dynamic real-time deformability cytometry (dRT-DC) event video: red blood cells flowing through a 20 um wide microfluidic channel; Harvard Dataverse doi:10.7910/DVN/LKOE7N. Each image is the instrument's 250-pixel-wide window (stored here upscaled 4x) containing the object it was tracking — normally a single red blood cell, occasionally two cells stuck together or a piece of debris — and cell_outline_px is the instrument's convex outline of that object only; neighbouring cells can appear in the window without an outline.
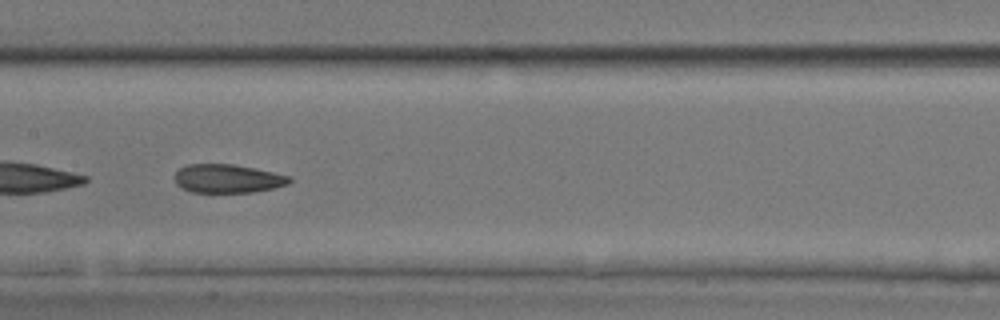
{"species": "common noctule bat (a hibernating species)", "species_latin": "Nyctalus noctula", "temperature_condition": "room temperature", "stored_images_in_passage": 32, "camera_frame_rate_fps": 3000, "um_per_image_px": 0.085, "animal": {"sex": "male", "body_mass_g": 17.9, "forearm_length_mm": 54.2}, "frame": {"image": 1, "passage_image": 10, "time_ms": 3.0, "image_size_px": [1000, 320], "cell_outline_px": [[292, 180], [288, 184], [272, 188], [252, 192], [192, 192], [176, 184], [176, 172], [180, 168], [188, 164], [232, 164], [292, 176]], "centroid_in_image_um": [19.36, 15.18], "position_along_channel_um": 188.0, "area_um2": 18.84}}
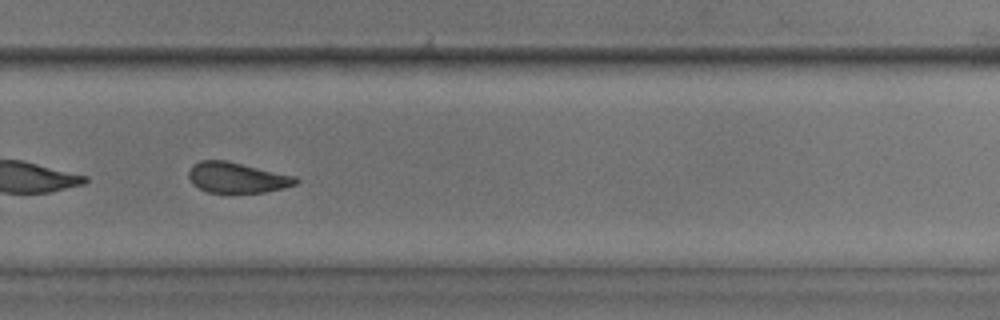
{"frame": {"image": 2, "passage_image": 19, "time_ms": 6.0, "image_size_px": [1000, 320], "cell_outline_px": [[300, 180], [296, 184], [284, 188], [264, 192], [208, 192], [192, 184], [188, 176], [188, 172], [192, 164], [200, 160], [228, 160], [296, 176]], "centroid_in_image_um": [20.15, 15.08], "position_along_channel_um": 309.7, "area_um2": 19.19}}